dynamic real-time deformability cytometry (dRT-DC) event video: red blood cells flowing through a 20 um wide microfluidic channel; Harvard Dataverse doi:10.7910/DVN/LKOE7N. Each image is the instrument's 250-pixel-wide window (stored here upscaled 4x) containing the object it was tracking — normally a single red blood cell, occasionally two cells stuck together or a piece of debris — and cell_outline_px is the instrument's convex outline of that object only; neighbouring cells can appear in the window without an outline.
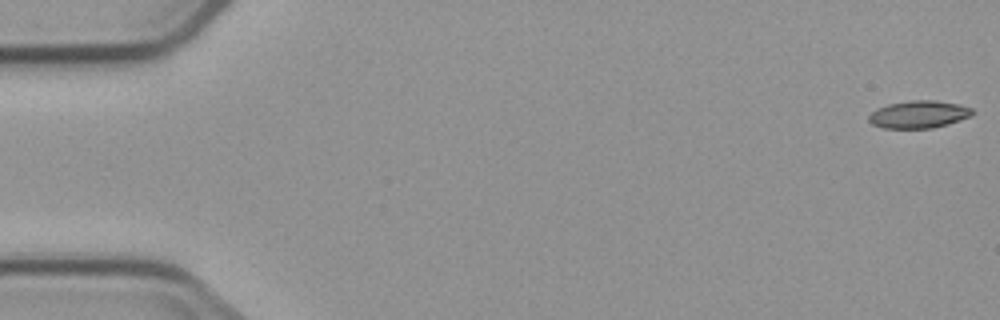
{"species": "common noctule bat (a hibernating species)", "species_latin": "Nyctalus noctula", "temperature_condition": "cold", "stored_images_in_passage": 4, "camera_frame_rate_fps": 3000, "um_per_image_px": 0.085, "animal": {"sex": "male", "body_mass_g": 23.1, "forearm_length_mm": 52.7}, "frame": {"image": 1, "passage_image": 1, "time_ms": 0.0, "image_size_px": [1000, 320], "cell_outline_px": [[972, 116], [948, 124], [932, 128], [884, 128], [872, 124], [868, 120], [868, 116], [876, 108], [888, 104], [912, 100], [936, 100], [960, 104], [972, 108]], "centroid_in_image_um": [78.1, 9.72], "position_along_channel_um": 6.9, "area_um2": 16.65}}